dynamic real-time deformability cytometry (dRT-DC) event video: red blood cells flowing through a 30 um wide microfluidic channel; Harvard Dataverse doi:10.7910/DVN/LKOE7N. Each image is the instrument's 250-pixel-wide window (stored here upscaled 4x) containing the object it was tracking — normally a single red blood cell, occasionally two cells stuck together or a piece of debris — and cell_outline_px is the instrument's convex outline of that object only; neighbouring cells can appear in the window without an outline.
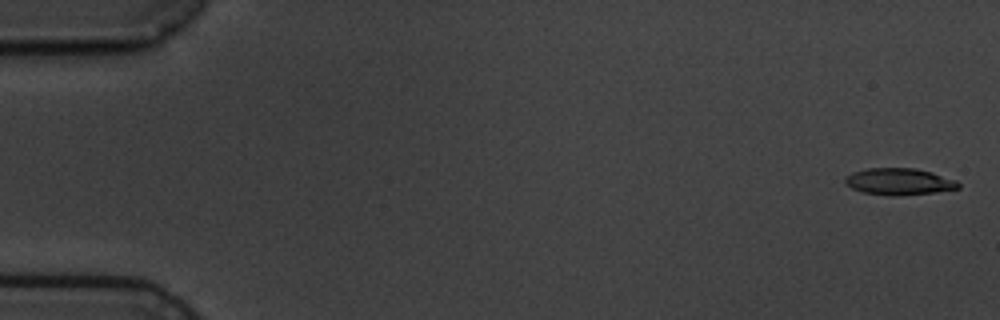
{"species": "common noctule bat (a hibernating species)", "species_latin": "Nyctalus noctula", "temperature_condition": "cold", "stored_images_in_passage": 5, "camera_frame_rate_fps": 3000, "um_per_image_px": 0.085, "animal": {"sex": "male", "body_mass_g": 19.5, "forearm_length_mm": 54.6}, "frame": {"image": 1, "passage_image": 1, "time_ms": 0.0, "image_size_px": [1000, 320], "cell_outline_px": [[960, 188], [936, 192], [896, 196], [892, 196], [864, 192], [852, 188], [844, 184], [844, 176], [852, 172], [868, 168], [916, 168], [932, 172], [956, 180], [960, 184]], "centroid_in_image_um": [76.41, 15.43], "position_along_channel_um": 8.6, "area_um2": 17.74}}